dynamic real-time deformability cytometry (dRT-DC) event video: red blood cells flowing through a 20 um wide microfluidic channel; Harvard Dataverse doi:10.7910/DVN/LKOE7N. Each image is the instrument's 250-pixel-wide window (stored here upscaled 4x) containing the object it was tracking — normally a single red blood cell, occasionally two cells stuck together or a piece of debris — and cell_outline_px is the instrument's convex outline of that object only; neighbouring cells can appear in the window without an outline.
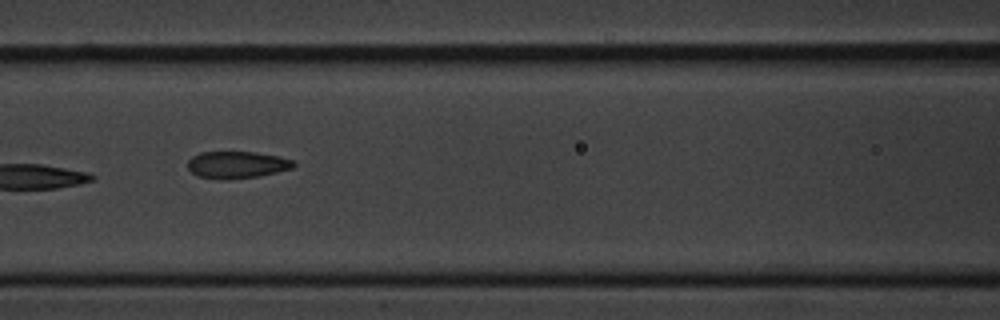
{"species": "common noctule bat (a hibernating species)", "species_latin": "Nyctalus noctula", "temperature_condition": "cold", "stored_images_in_passage": 13, "camera_frame_rate_fps": 3000, "um_per_image_px": 0.085, "animal": {"sex": "male", "body_mass_g": 20.1, "forearm_length_mm": 53.5}, "frame": {"image": 1, "passage_image": 8, "time_ms": 9.0, "image_size_px": [1000, 320], "cell_outline_px": [[296, 164], [292, 168], [276, 172], [256, 176], [224, 180], [220, 180], [196, 176], [188, 168], [188, 160], [192, 156], [200, 152], [256, 152], [280, 156], [292, 160]], "centroid_in_image_um": [20.11, 14.0], "position_along_channel_um": 146.5, "area_um2": 16.7}}
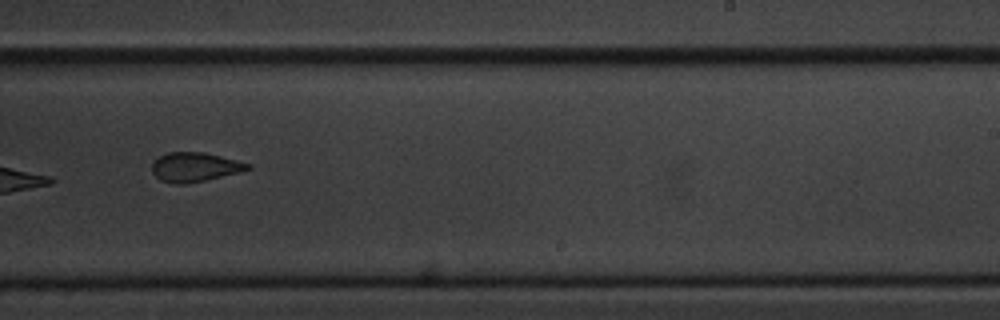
{"frame": {"image": 2, "passage_image": 11, "time_ms": 12.667, "image_size_px": [1000, 320], "cell_outline_px": [[252, 168], [240, 172], [204, 180], [184, 184], [176, 184], [160, 180], [152, 172], [152, 164], [160, 156], [168, 152], [204, 152], [252, 164]], "centroid_in_image_um": [16.57, 14.2], "position_along_channel_um": 272.4, "area_um2": 16.18}}
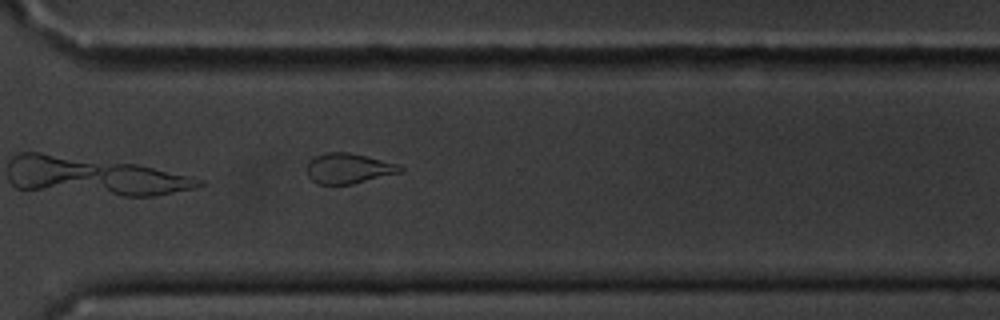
{"frame": {"image": 3, "passage_image": 13, "time_ms": 14.667, "image_size_px": [1000, 320], "cell_outline_px": [[404, 172], [352, 184], [320, 184], [312, 180], [308, 176], [304, 168], [308, 160], [316, 156], [328, 152], [348, 152], [396, 164], [404, 168]], "centroid_in_image_um": [29.58, 14.32], "position_along_channel_um": 341.0, "area_um2": 16.47}}